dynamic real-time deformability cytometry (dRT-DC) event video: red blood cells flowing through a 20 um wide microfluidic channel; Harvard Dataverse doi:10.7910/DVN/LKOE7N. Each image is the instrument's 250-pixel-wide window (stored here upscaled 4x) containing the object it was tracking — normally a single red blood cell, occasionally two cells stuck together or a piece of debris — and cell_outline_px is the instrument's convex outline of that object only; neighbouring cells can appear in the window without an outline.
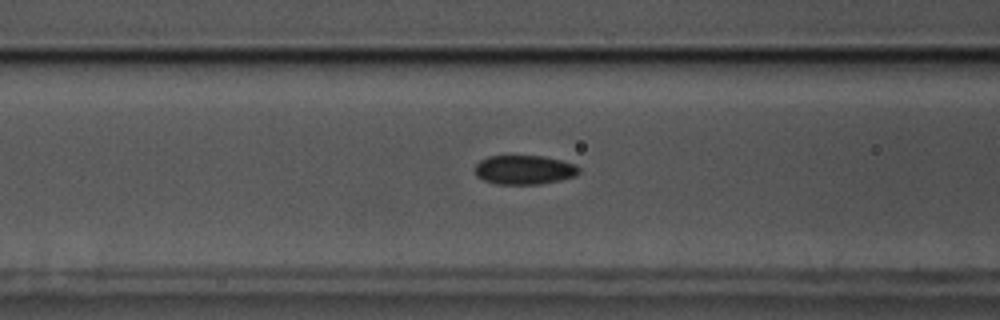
{"species": "common noctule bat (a hibernating species)", "species_latin": "Nyctalus noctula", "temperature_condition": "cold", "stored_images_in_passage": 58, "camera_frame_rate_fps": 3000, "um_per_image_px": 0.085, "animal": {"sex": "male", "body_mass_g": 17.5, "forearm_length_mm": 52.3}, "frame": {"image": 1, "passage_image": 23, "time_ms": 7.333, "image_size_px": [1000, 320], "cell_outline_px": [[580, 172], [576, 176], [560, 180], [540, 184], [496, 184], [484, 180], [476, 176], [476, 164], [480, 160], [488, 156], [544, 156], [576, 164], [580, 168]], "centroid_in_image_um": [44.59, 14.43], "position_along_channel_um": 122.0, "area_um2": 17.74}}
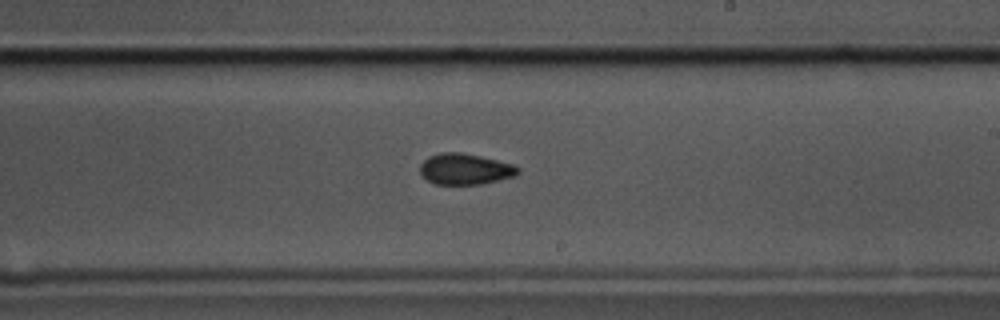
{"frame": {"image": 2, "passage_image": 34, "time_ms": 11.0, "image_size_px": [1000, 320], "cell_outline_px": [[520, 172], [516, 176], [484, 184], [432, 184], [420, 172], [420, 164], [428, 156], [440, 152], [460, 152], [480, 156], [512, 164], [520, 168]], "centroid_in_image_um": [39.54, 14.37], "position_along_channel_um": 249.5, "area_um2": 17.8}}
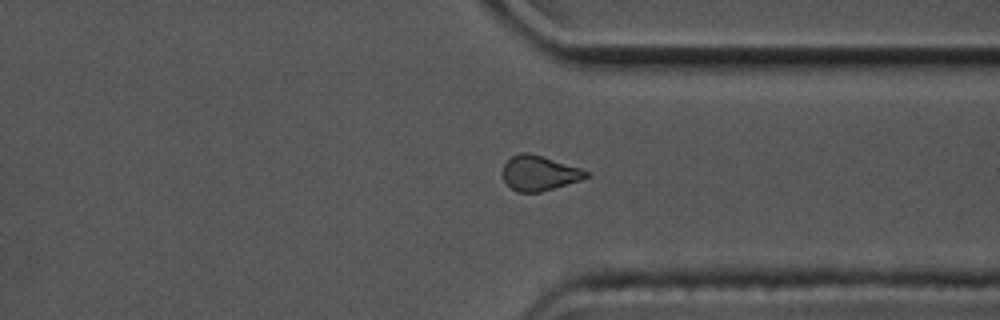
{"frame": {"image": 3, "passage_image": 44, "time_ms": 14.333, "image_size_px": [1000, 320], "cell_outline_px": [[588, 176], [580, 180], [540, 192], [516, 192], [504, 180], [504, 164], [512, 156], [520, 152], [528, 152], [580, 168], [588, 172]], "centroid_in_image_um": [45.82, 14.71], "position_along_channel_um": 365.6, "area_um2": 16.59}, "authors_computed_cell_mechanics": {"area_um2": 17.7446, "velocity_mm_per_s": 3.482, "shape_relaxation_time_tau1_ms": 8.3375, "shape_relaxation_time_tau2_ms": 4.6638, "deformation_change_tau1": 0.0944, "deformation_change_tau2": 0.0898}}